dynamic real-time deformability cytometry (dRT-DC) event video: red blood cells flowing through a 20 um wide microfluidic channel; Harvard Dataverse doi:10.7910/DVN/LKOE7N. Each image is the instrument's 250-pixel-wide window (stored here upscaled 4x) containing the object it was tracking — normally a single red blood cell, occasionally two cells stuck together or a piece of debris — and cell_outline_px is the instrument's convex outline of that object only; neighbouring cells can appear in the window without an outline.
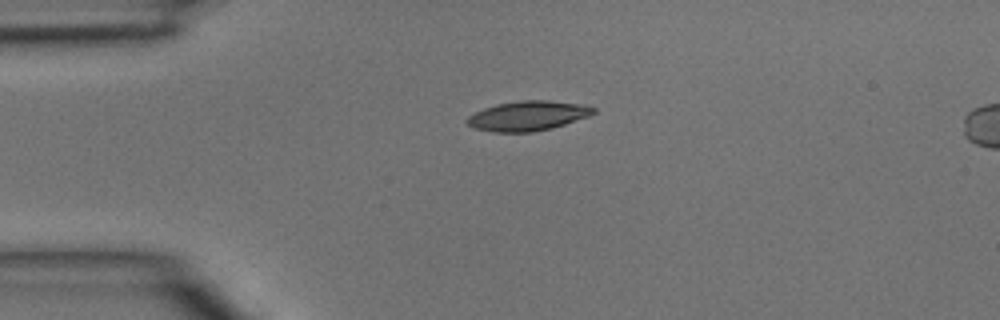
{"species": "common noctule bat (a hibernating species)", "species_latin": "Nyctalus noctula", "temperature_condition": "room temperature", "stored_images_in_passage": 2, "camera_frame_rate_fps": 3000, "um_per_image_px": 0.085, "animal": {"sex": "male", "body_mass_g": 15.6}, "frame": {"image": 1, "passage_image": 1, "time_ms": 0.0, "image_size_px": [1000, 320], "cell_outline_px": [[596, 112], [588, 116], [552, 128], [532, 132], [492, 132], [476, 128], [468, 124], [464, 120], [468, 116], [484, 108], [496, 104], [520, 100], [548, 100], [584, 104], [596, 108]], "centroid_in_image_um": [44.87, 9.84], "position_along_channel_um": 40.1, "area_um2": 21.91}}